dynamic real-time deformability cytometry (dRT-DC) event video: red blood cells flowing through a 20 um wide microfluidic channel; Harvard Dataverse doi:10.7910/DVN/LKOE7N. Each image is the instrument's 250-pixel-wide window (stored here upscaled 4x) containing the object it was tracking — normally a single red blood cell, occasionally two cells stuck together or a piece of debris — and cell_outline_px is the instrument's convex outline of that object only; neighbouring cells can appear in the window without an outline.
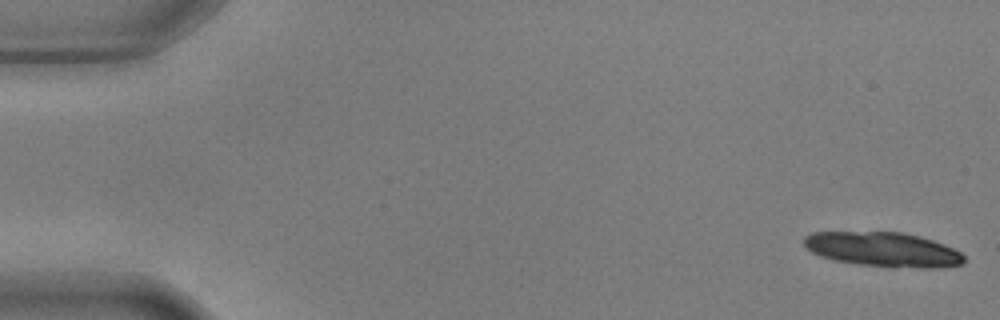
{"species": "common noctule bat (a hibernating species)", "species_latin": "Nyctalus noctula", "temperature_condition": "warm", "stored_images_in_passage": 14, "camera_frame_rate_fps": 3000, "um_per_image_px": 0.085, "animal": {"sex": "male", "body_mass_g": 17.9, "forearm_length_mm": 54.2}, "frame": {"image": 1, "passage_image": 1, "time_ms": 0.0, "image_size_px": [1000, 320], "cell_outline_px": [[964, 264], [932, 268], [892, 268], [860, 264], [832, 260], [820, 256], [812, 252], [804, 244], [804, 236], [812, 232], [900, 232], [920, 236], [944, 244], [960, 252], [964, 256]], "centroid_in_image_um": [75.06, 21.21], "position_along_channel_um": 9.9, "area_um2": 32.37}}